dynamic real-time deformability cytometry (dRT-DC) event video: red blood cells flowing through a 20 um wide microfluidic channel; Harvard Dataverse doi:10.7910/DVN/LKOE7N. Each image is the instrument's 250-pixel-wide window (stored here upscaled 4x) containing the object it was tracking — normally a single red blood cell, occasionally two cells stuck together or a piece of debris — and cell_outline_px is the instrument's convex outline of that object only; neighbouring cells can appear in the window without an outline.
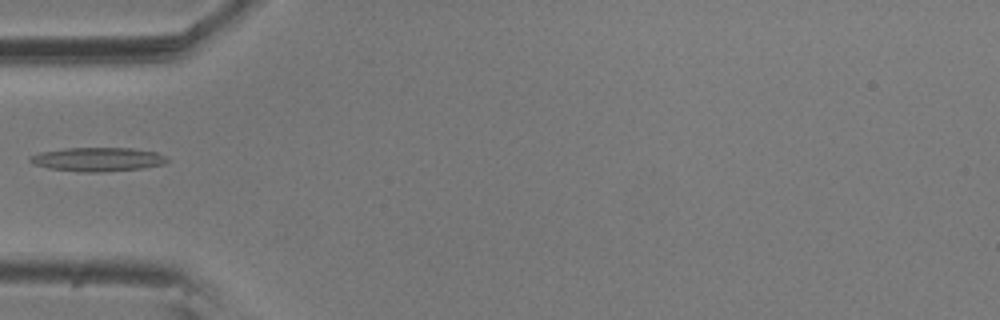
{"species": "common noctule bat (a hibernating species)", "species_latin": "Nyctalus noctula", "temperature_condition": "room temperature", "stored_images_in_passage": 6, "camera_frame_rate_fps": 3000, "um_per_image_px": 0.085, "animal": {"sex": "male", "body_mass_g": 20.5, "forearm_length_mm": 52.5}, "frame": {"image": 1, "passage_image": 6, "time_ms": 1.667, "image_size_px": [1000, 320], "cell_outline_px": [[172, 160], [164, 164], [144, 168], [100, 172], [84, 172], [48, 168], [32, 164], [28, 160], [28, 156], [40, 152], [64, 148], [132, 148], [156, 152]], "centroid_in_image_um": [8.29, 13.54], "position_along_channel_um": 76.7, "area_um2": 19.25}}